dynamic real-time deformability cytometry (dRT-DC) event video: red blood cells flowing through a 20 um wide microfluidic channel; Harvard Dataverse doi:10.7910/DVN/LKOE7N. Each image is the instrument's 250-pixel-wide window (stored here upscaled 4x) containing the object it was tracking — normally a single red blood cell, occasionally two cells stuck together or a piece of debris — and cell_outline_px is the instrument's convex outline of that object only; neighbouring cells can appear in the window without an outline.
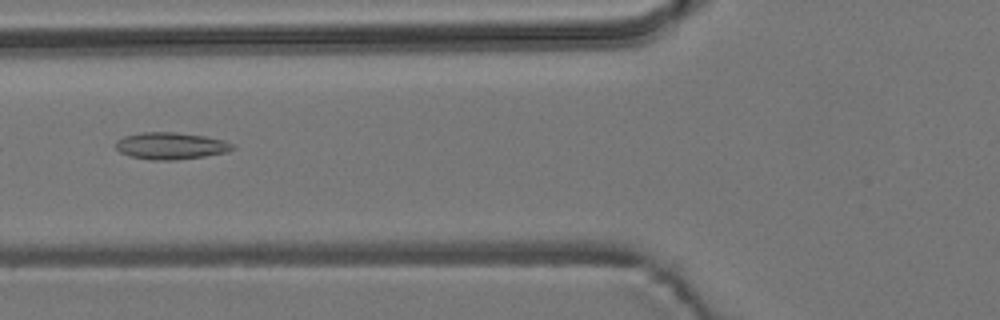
{"species": "common noctule bat (a hibernating species)", "species_latin": "Nyctalus noctula", "temperature_condition": "room temperature", "stored_images_in_passage": 6, "camera_frame_rate_fps": 3000, "um_per_image_px": 0.085, "animal": {"sex": "male", "body_mass_g": 19.2, "forearm_length_mm": 51.8}, "frame": {"image": 1, "passage_image": 6, "time_ms": 6.667, "image_size_px": [1000, 320], "cell_outline_px": [[236, 148], [228, 152], [204, 156], [176, 160], [148, 160], [128, 156], [120, 152], [116, 148], [116, 140], [124, 136], [140, 132], [176, 132], [204, 136], [224, 140], [232, 144]], "centroid_in_image_um": [14.5, 12.4], "position_along_channel_um": 111.3, "area_um2": 18.5}}